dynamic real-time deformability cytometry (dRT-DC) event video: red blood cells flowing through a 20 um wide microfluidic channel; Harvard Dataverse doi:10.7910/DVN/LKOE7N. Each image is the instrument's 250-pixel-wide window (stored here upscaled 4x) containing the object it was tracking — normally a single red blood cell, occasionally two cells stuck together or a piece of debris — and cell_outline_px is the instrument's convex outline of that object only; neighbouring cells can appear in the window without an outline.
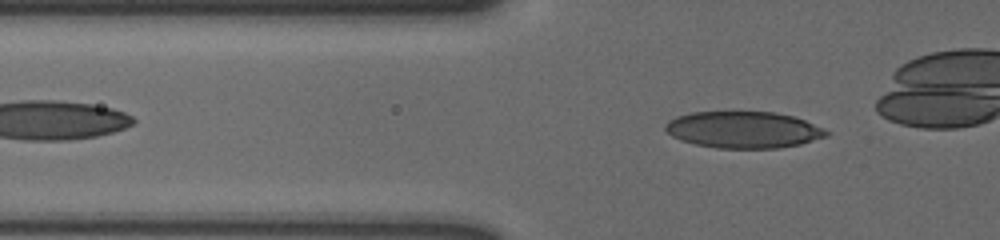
{"species": "human", "species_latin": "Homo sapiens", "temperature_condition": "cold", "stored_images_in_passage": 37, "camera_frame_rate_fps": 3000, "um_per_image_px": 0.085, "donor": {"sex": "male"}, "frame": {"image": 1, "passage_image": 11, "time_ms": 3.333, "image_size_px": [1000, 240], "cell_outline_px": [[828, 136], [800, 144], [780, 148], [716, 148], [696, 144], [680, 140], [672, 136], [664, 128], [664, 124], [668, 120], [676, 116], [692, 112], [732, 108], [776, 112], [792, 116], [804, 120], [828, 132]], "centroid_in_image_um": [63.11, 10.97], "position_along_channel_um": 62.7, "area_um2": 35.43}}
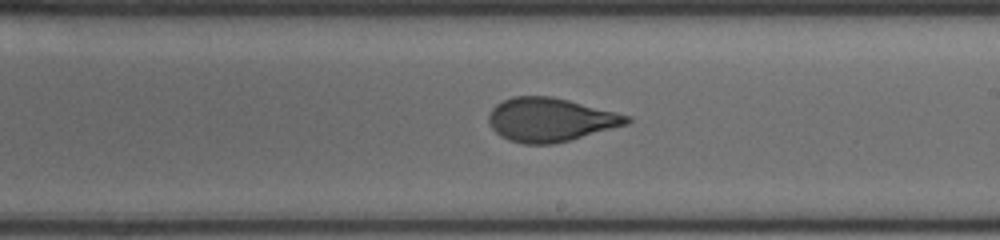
{"frame": {"image": 2, "passage_image": 27, "time_ms": 8.667, "image_size_px": [1000, 240], "cell_outline_px": [[632, 120], [628, 124], [568, 140], [552, 144], [524, 144], [508, 140], [500, 136], [492, 128], [488, 120], [488, 116], [492, 108], [496, 104], [512, 96], [552, 96], [632, 116]], "centroid_in_image_um": [46.76, 10.17], "position_along_channel_um": 242.2, "area_um2": 35.03}}
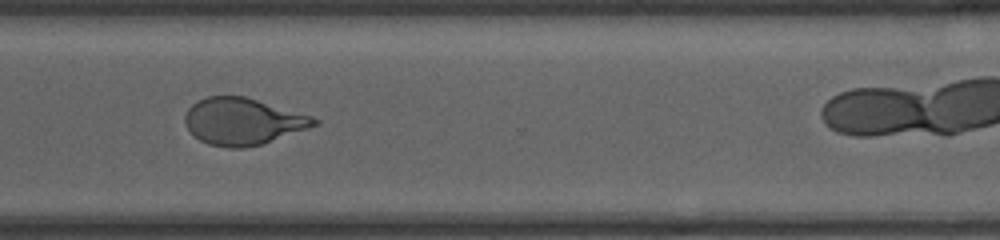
{"frame": {"image": 3, "passage_image": 36, "time_ms": 11.667, "image_size_px": [1000, 240], "cell_outline_px": [[320, 124], [260, 144], [244, 148], [228, 148], [208, 144], [200, 140], [188, 128], [184, 120], [184, 116], [188, 108], [196, 100], [208, 96], [244, 96], [312, 116], [320, 120]], "centroid_in_image_um": [20.63, 10.31], "position_along_channel_um": 350.0, "area_um2": 34.97}}